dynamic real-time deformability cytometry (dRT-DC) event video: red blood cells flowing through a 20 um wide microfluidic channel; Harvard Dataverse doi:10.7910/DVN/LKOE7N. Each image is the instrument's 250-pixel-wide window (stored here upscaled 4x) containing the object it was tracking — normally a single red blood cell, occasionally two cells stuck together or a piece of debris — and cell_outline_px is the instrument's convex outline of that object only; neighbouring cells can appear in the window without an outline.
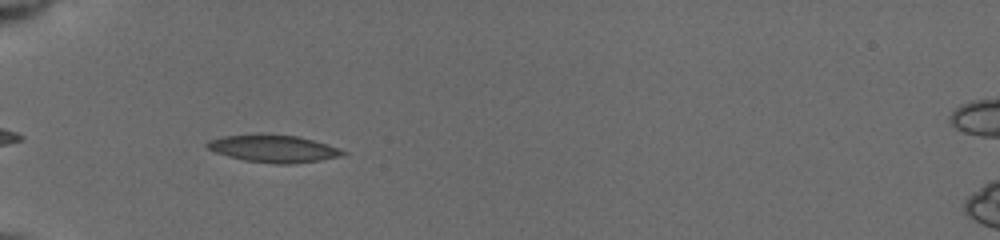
{"species": "common noctule bat (a hibernating species)", "species_latin": "Nyctalus noctula", "temperature_condition": "cold", "stored_images_in_passage": 30, "camera_frame_rate_fps": 3000, "um_per_image_px": 0.085, "animal": {"sex": "female", "body_mass_g": 19.5, "forearm_length_mm": 54.1}, "frame": {"image": 1, "passage_image": 4, "time_ms": 0.667, "image_size_px": [1000, 240], "cell_outline_px": [[348, 152], [340, 156], [320, 160], [292, 164], [276, 164], [244, 160], [228, 156], [216, 152], [208, 148], [204, 144], [208, 140], [220, 136], [260, 132], [296, 136], [312, 140]], "centroid_in_image_um": [23.15, 12.61], "position_along_channel_um": 61.9, "area_um2": 21.85}}
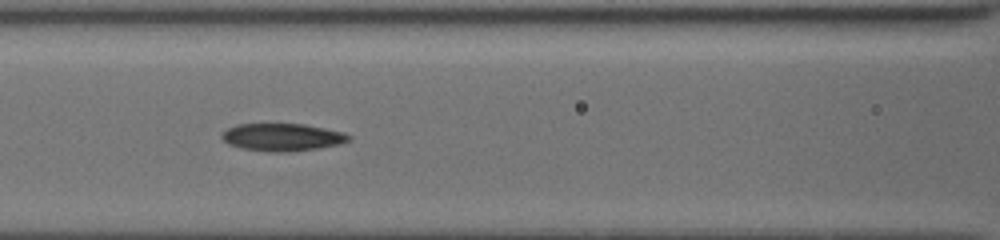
{"frame": {"image": 2, "passage_image": 14, "time_ms": 3.0, "image_size_px": [1000, 240], "cell_outline_px": [[352, 140], [340, 144], [320, 148], [288, 152], [272, 152], [240, 148], [228, 144], [220, 136], [220, 132], [236, 124], [304, 124], [344, 132], [352, 136]], "centroid_in_image_um": [24.0, 11.66], "position_along_channel_um": 142.6, "area_um2": 20.63}}
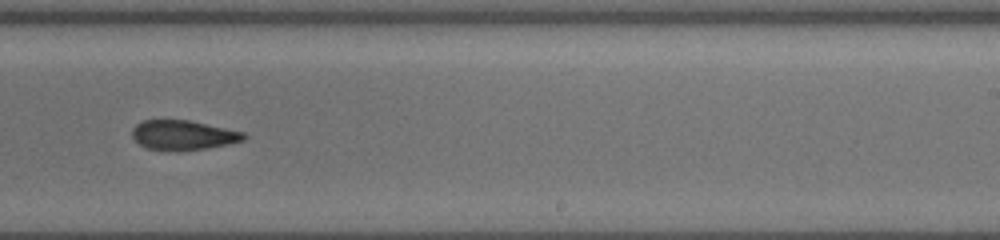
{"frame": {"image": 3, "passage_image": 28, "time_ms": 6.333, "image_size_px": [1000, 240], "cell_outline_px": [[248, 136], [244, 140], [228, 144], [208, 148], [176, 152], [172, 152], [148, 148], [140, 144], [132, 136], [132, 128], [136, 124], [144, 120], [188, 120], [244, 132]], "centroid_in_image_um": [15.57, 11.5], "position_along_channel_um": 273.4, "area_um2": 19.42}}